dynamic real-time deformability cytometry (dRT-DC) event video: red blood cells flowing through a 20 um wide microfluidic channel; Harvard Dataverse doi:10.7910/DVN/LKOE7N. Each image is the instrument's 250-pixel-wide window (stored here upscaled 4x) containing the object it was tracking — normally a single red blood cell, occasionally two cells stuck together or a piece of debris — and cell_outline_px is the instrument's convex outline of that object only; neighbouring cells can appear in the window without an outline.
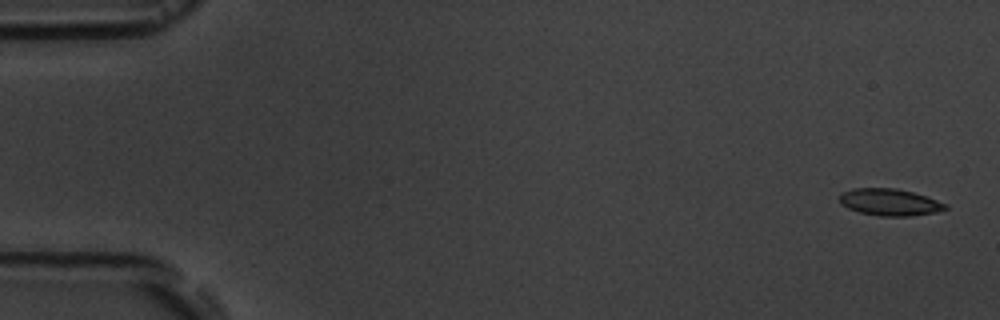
{"species": "common noctule bat (a hibernating species)", "species_latin": "Nyctalus noctula", "temperature_condition": "room temperature", "stored_images_in_passage": 5, "camera_frame_rate_fps": 3000, "um_per_image_px": 0.085, "animal": {"sex": "male", "body_mass_g": 19.5, "forearm_length_mm": 54.6}, "frame": {"image": 1, "passage_image": 1, "time_ms": 0.0, "image_size_px": [1000, 320], "cell_outline_px": [[948, 208], [936, 212], [912, 216], [880, 216], [860, 212], [848, 208], [840, 204], [840, 192], [852, 188], [896, 188], [912, 192], [948, 204]], "centroid_in_image_um": [75.6, 17.18], "position_along_channel_um": 9.4, "area_um2": 16.59}}